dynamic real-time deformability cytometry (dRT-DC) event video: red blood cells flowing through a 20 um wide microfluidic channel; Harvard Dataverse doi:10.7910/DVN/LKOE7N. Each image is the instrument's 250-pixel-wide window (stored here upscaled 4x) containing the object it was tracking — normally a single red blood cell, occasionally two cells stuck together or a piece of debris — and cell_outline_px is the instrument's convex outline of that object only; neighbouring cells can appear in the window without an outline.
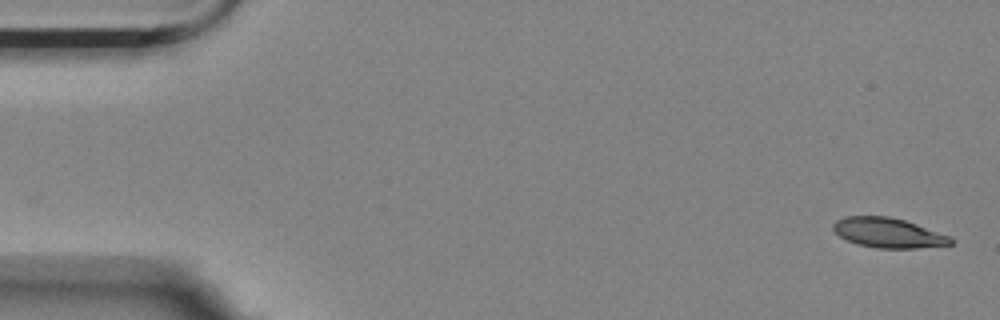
{"species": "Egyptian fruit bat (a non-hibernating species)", "species_latin": "Rousettus aegyptiacus", "temperature_condition": "room temperature", "stored_images_in_passage": 57, "camera_frame_rate_fps": 3000, "um_per_image_px": 0.085, "animal": {"sex": "female"}, "frame": {"image": 1, "passage_image": 1, "time_ms": 0.0, "image_size_px": [1000, 320], "cell_outline_px": [[952, 244], [916, 248], [876, 248], [856, 244], [840, 236], [832, 228], [832, 224], [836, 220], [844, 216], [888, 216], [904, 220], [916, 224], [948, 236], [952, 240]], "centroid_in_image_um": [75.44, 19.78], "position_along_channel_um": 9.6, "area_um2": 20.17}}
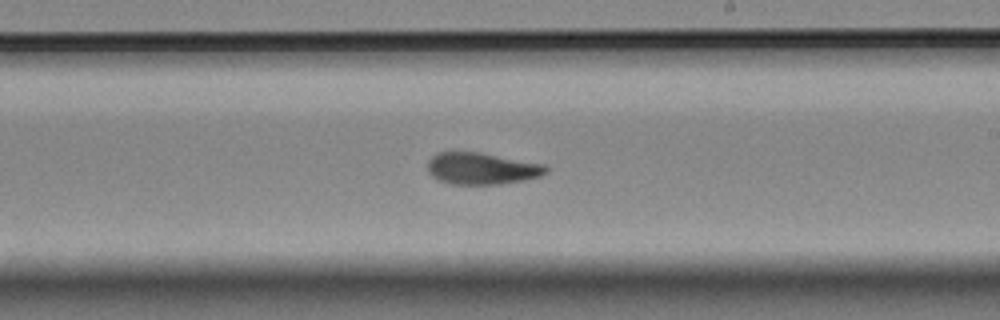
{"frame": {"image": 2, "passage_image": 32, "time_ms": 10.333, "image_size_px": [1000, 320], "cell_outline_px": [[548, 172], [540, 176], [524, 180], [500, 184], [452, 184], [440, 180], [432, 176], [428, 172], [428, 160], [436, 152], [480, 152], [544, 164], [548, 168]], "centroid_in_image_um": [40.95, 14.32], "position_along_channel_um": 248.1, "area_um2": 21.91}}
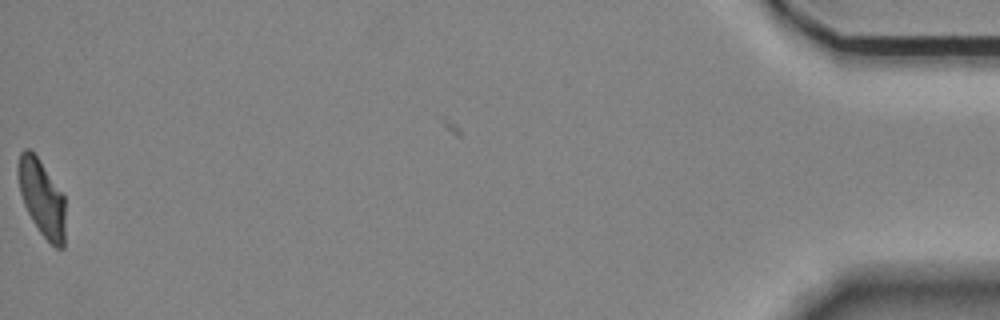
{"frame": {"image": 3, "passage_image": 56, "time_ms": 18.333, "image_size_px": [1000, 320], "cell_outline_px": [[64, 248], [56, 248], [40, 232], [32, 220], [24, 204], [20, 192], [16, 172], [16, 168], [20, 152], [24, 148], [28, 148], [40, 160], [64, 196]], "centroid_in_image_um": [3.52, 16.79], "position_along_channel_um": 431.7, "area_um2": 20.92}, "authors_computed_cell_mechanics": {"area_um2": 21.7906, "velocity_mm_per_s": 3.5185, "shape_relaxation_time_tau1_ms": 10.6328, "shape_relaxation_time_tau2_ms": 2.5949, "deformation_change_tau1": 0.2562, "deformation_change_tau2": 0.0769}}